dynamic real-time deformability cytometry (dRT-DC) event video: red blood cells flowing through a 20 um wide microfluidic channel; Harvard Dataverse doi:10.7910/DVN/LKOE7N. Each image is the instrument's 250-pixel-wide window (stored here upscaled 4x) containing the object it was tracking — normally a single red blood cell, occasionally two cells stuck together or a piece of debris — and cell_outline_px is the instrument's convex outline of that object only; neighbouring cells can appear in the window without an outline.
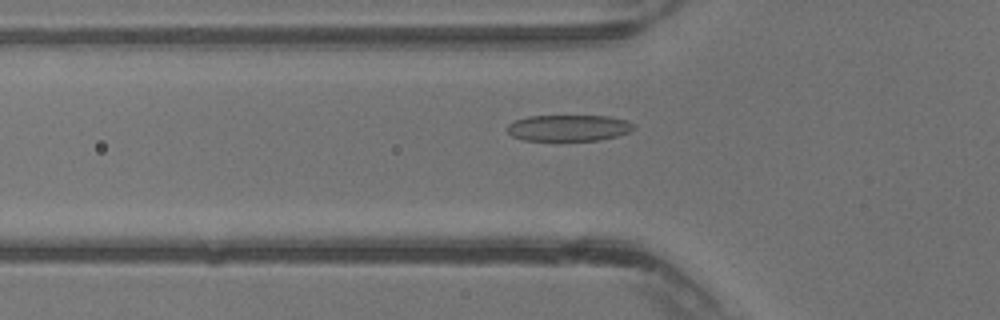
{"species": "common noctule bat (a hibernating species)", "species_latin": "Nyctalus noctula", "temperature_condition": "warm", "stored_images_in_passage": 40, "camera_frame_rate_fps": 3000, "um_per_image_px": 0.085, "animal": {"sex": "male", "body_mass_g": 13.3}, "frame": {"image": 1, "passage_image": 14, "time_ms": 4.333, "image_size_px": [1000, 320], "cell_outline_px": [[636, 128], [628, 132], [616, 136], [600, 140], [524, 140], [512, 136], [508, 132], [508, 124], [516, 120], [528, 116], [608, 116], [624, 120], [636, 124]], "centroid_in_image_um": [48.35, 10.87], "position_along_channel_um": 77.4, "area_um2": 19.25}}
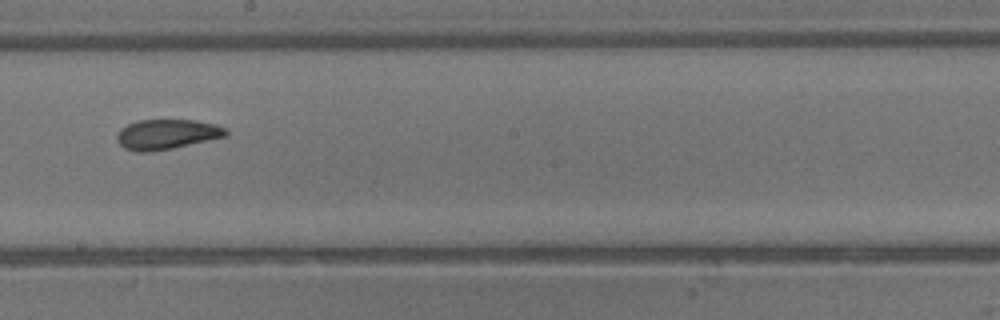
{"frame": {"image": 2, "passage_image": 23, "time_ms": 7.333, "image_size_px": [1000, 320], "cell_outline_px": [[228, 136], [172, 148], [152, 152], [136, 152], [124, 148], [116, 140], [116, 136], [120, 128], [136, 120], [196, 120], [216, 124], [224, 128], [228, 132]], "centroid_in_image_um": [14.16, 11.41], "position_along_channel_um": 234.0, "area_um2": 19.19}}
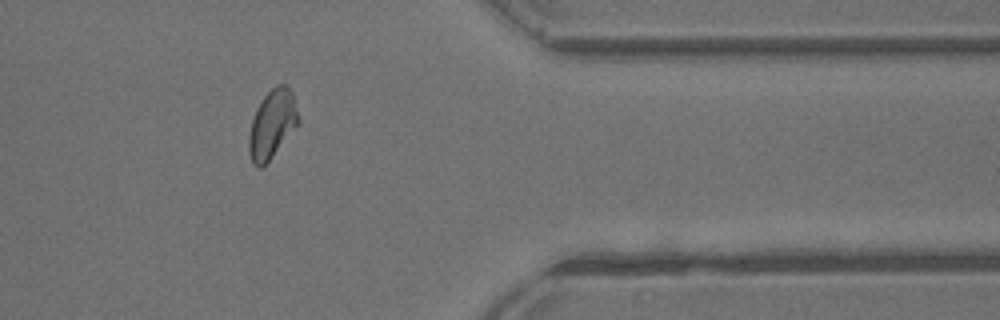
{"frame": {"image": 3, "passage_image": 33, "time_ms": 10.667, "image_size_px": [1000, 320], "cell_outline_px": [[300, 124], [272, 156], [260, 168], [256, 168], [252, 164], [248, 152], [248, 136], [252, 120], [256, 108], [264, 96], [276, 84], [284, 84], [292, 92], [300, 120]], "centroid_in_image_um": [23.13, 10.56], "position_along_channel_um": 388.3, "area_um2": 19.83}}